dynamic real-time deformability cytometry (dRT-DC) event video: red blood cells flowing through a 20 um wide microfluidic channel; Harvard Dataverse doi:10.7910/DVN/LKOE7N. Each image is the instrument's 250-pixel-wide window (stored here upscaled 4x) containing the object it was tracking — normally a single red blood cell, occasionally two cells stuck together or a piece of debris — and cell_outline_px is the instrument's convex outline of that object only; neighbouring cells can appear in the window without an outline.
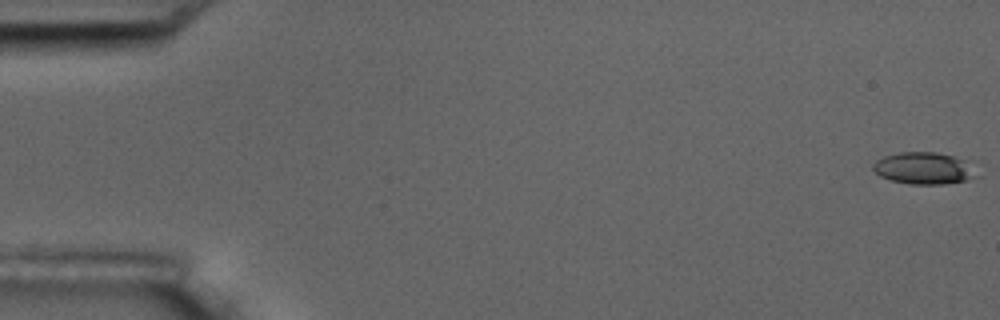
{"species": "common noctule bat (a hibernating species)", "species_latin": "Nyctalus noctula", "temperature_condition": "room temperature", "stored_images_in_passage": 5, "camera_frame_rate_fps": 3000, "um_per_image_px": 0.085, "animal": {"sex": "male", "body_mass_g": 17.5, "forearm_length_mm": 52.3}, "frame": {"image": 1, "passage_image": 1, "time_ms": 0.0, "image_size_px": [1000, 320], "cell_outline_px": [[980, 176], [964, 180], [944, 184], [908, 184], [892, 180], [880, 176], [872, 168], [872, 164], [876, 160], [884, 156], [900, 152], [936, 152], [952, 156], [964, 160]], "centroid_in_image_um": [78.49, 14.3], "position_along_channel_um": 6.5, "area_um2": 19.07}}
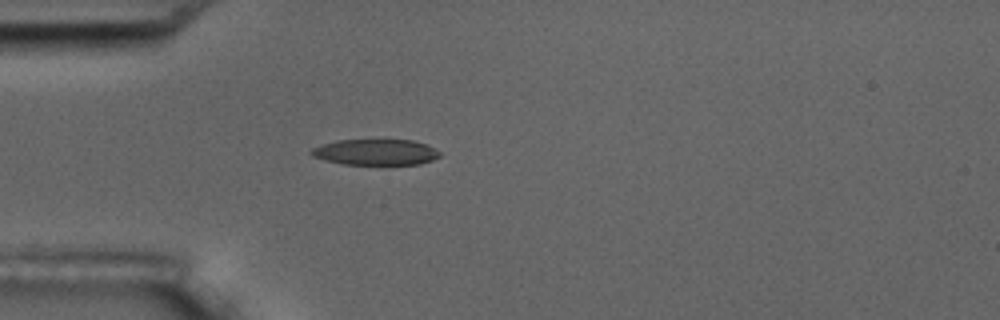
{"frame": {"image": 2, "passage_image": 5, "time_ms": 5.333, "image_size_px": [1000, 320], "cell_outline_px": [[440, 156], [432, 160], [420, 164], [344, 164], [324, 160], [312, 156], [308, 152], [312, 148], [336, 140], [412, 140], [424, 144], [440, 152]], "centroid_in_image_um": [31.89, 12.93], "position_along_channel_um": 53.1, "area_um2": 19.19}}